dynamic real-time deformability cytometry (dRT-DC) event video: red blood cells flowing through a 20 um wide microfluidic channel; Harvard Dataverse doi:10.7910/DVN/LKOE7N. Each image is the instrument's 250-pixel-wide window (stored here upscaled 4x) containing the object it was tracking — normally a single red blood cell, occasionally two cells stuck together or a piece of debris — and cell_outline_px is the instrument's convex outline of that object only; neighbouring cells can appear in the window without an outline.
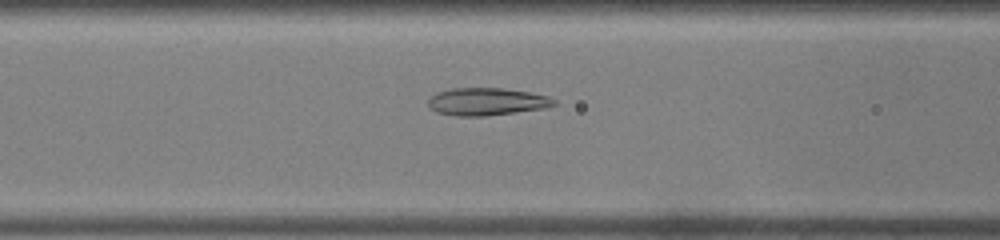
{"species": "common noctule bat (a hibernating species)", "species_latin": "Nyctalus noctula", "temperature_condition": "warm", "stored_images_in_passage": 41, "camera_frame_rate_fps": 3000, "um_per_image_px": 0.085, "animal": {"sex": "male", "body_mass_g": 19.0, "forearm_length_mm": 50.8}, "frame": {"image": 1, "passage_image": 13, "time_ms": 4.0, "image_size_px": [1000, 240], "cell_outline_px": [[556, 104], [544, 108], [516, 112], [484, 116], [456, 116], [436, 112], [428, 108], [428, 100], [436, 92], [452, 88], [504, 88], [528, 92], [548, 96], [556, 100]], "centroid_in_image_um": [41.34, 8.64], "position_along_channel_um": 125.3, "area_um2": 20.23}}
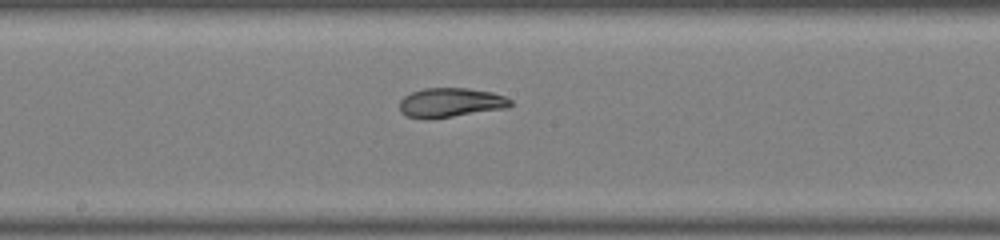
{"frame": {"image": 2, "passage_image": 19, "time_ms": 6.0, "image_size_px": [1000, 240], "cell_outline_px": [[512, 104], [508, 108], [432, 120], [428, 120], [408, 116], [400, 112], [400, 100], [404, 96], [412, 92], [424, 88], [468, 88], [492, 92], [504, 96], [512, 100]], "centroid_in_image_um": [38.31, 8.74], "position_along_channel_um": 209.9, "area_um2": 19.31}}
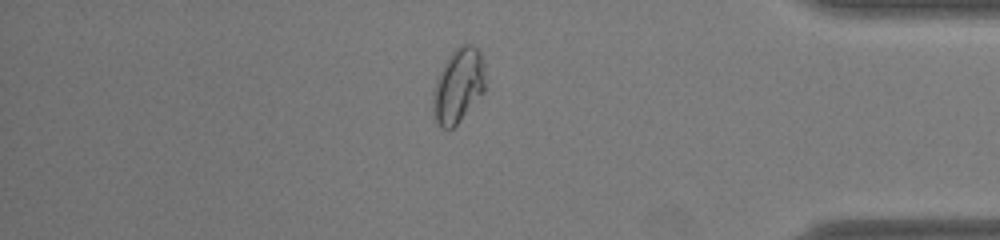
{"frame": {"image": 3, "passage_image": 34, "time_ms": 11.0, "image_size_px": [1000, 240], "cell_outline_px": [[484, 92], [460, 120], [448, 132], [440, 128], [436, 124], [432, 108], [432, 92], [436, 80], [448, 56], [460, 44], [472, 44], [480, 52], [484, 64]], "centroid_in_image_um": [38.92, 7.31], "position_along_channel_um": 396.3, "area_um2": 22.83}, "authors_computed_cell_mechanics": {"area_um2": 20.9236, "velocity_mm_per_s": 4.2453, "shape_relaxation_time_tau1_ms": null, "shape_relaxation_time_tau2_ms": 1.054, "deformation_change_tau1": null, "deformation_change_tau2": 0.0354}}